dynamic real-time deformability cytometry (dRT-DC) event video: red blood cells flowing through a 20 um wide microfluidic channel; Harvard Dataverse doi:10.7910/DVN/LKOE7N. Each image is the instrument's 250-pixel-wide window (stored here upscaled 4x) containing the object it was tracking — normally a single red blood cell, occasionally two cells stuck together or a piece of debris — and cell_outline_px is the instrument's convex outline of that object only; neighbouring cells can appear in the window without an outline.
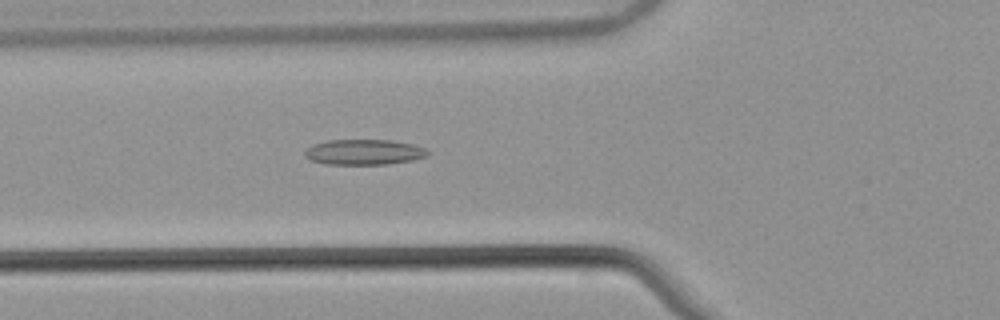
{"species": "common noctule bat (a hibernating species)", "species_latin": "Nyctalus noctula", "temperature_condition": "warm", "stored_images_in_passage": 47, "camera_frame_rate_fps": 3000, "um_per_image_px": 0.085, "animal": {"sex": "male", "body_mass_g": 21.5, "forearm_length_mm": 52.0}, "frame": {"image": 1, "passage_image": 13, "time_ms": 4.0, "image_size_px": [1000, 320], "cell_outline_px": [[432, 152], [428, 156], [412, 160], [388, 164], [324, 164], [308, 160], [304, 156], [304, 152], [312, 144], [328, 140], [392, 140], [412, 144], [424, 148]], "centroid_in_image_um": [30.93, 12.93], "position_along_channel_um": 94.9, "area_um2": 18.38}}
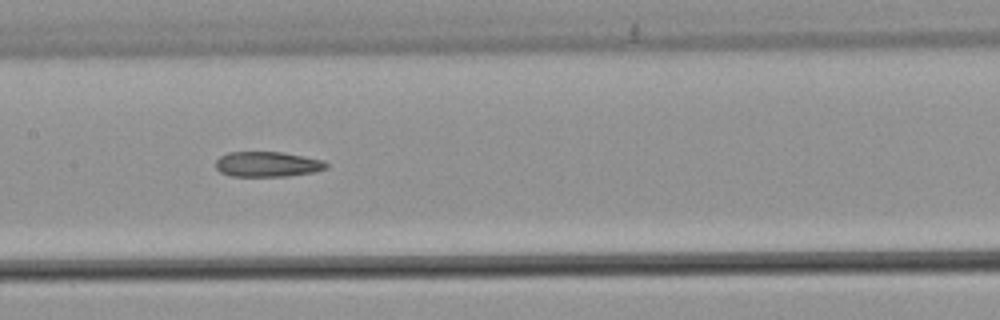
{"frame": {"image": 2, "passage_image": 20, "time_ms": 6.333, "image_size_px": [1000, 320], "cell_outline_px": [[328, 168], [316, 172], [288, 176], [228, 176], [220, 172], [216, 168], [216, 160], [220, 156], [228, 152], [284, 152], [324, 160], [328, 164]], "centroid_in_image_um": [22.76, 13.96], "position_along_channel_um": 184.6, "area_um2": 16.47}}
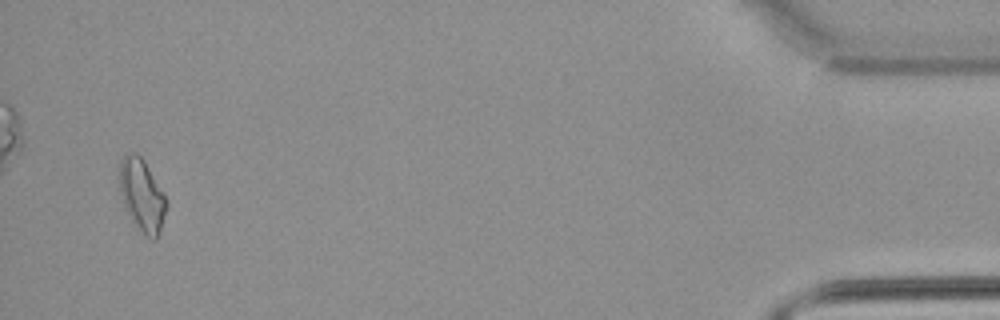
{"frame": {"image": 3, "passage_image": 45, "time_ms": 14.667, "image_size_px": [1000, 320], "cell_outline_px": [[168, 208], [160, 232], [156, 240], [152, 240], [136, 228], [124, 204], [120, 192], [120, 160], [128, 152], [136, 152], [144, 160], [164, 192], [168, 204]], "centroid_in_image_um": [12.1, 16.61], "position_along_channel_um": 423.1, "area_um2": 20.0}, "authors_computed_cell_mechanics": {"area_um2": 17.051, "velocity_mm_per_s": 3.8328, "shape_relaxation_time_tau1_ms": null, "shape_relaxation_time_tau2_ms": 5.3657, "deformation_change_tau1": null, "deformation_change_tau2": 0.1498}}